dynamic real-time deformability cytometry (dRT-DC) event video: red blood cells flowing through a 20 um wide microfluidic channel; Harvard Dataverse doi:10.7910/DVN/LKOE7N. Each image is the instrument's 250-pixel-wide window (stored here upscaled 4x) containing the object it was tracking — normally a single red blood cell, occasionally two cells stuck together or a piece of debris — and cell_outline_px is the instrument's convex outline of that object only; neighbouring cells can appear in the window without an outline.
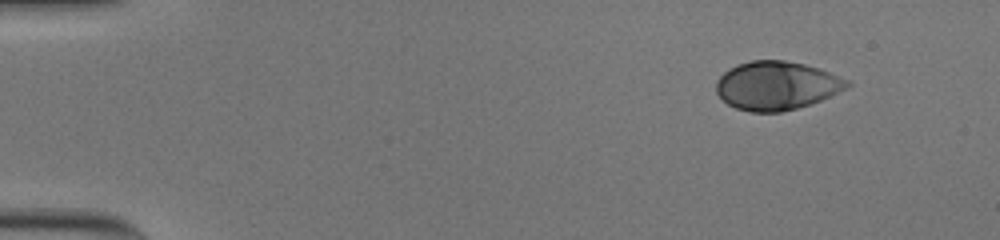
{"species": "human", "species_latin": "Homo sapiens", "temperature_condition": "cold", "stored_images_in_passage": 38, "camera_frame_rate_fps": 3000, "um_per_image_px": 0.085, "donor": {"sex": "male"}, "frame": {"image": 1, "passage_image": 1, "time_ms": 0.0, "image_size_px": [1000, 240], "cell_outline_px": [[800, 104], [788, 108], [744, 108], [732, 104], [720, 92], [720, 80], [728, 72], [744, 64], [760, 60], [772, 60], [796, 64]], "centroid_in_image_um": [64.79, 7.24], "position_along_channel_um": 20.2, "area_um2": 23.41}}
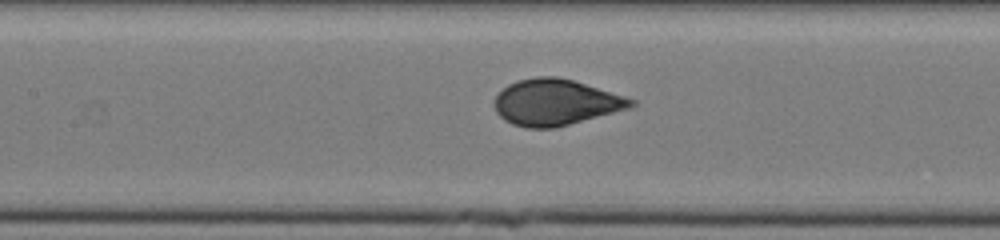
{"frame": {"image": 2, "passage_image": 22, "time_ms": 7.0, "image_size_px": [1000, 240], "cell_outline_px": [[624, 104], [588, 116], [560, 124], [520, 124], [504, 116], [500, 112], [500, 96], [508, 88], [516, 84], [528, 80], [568, 80], [624, 100]], "centroid_in_image_um": [47.03, 8.67], "position_along_channel_um": 160.4, "area_um2": 28.96}}
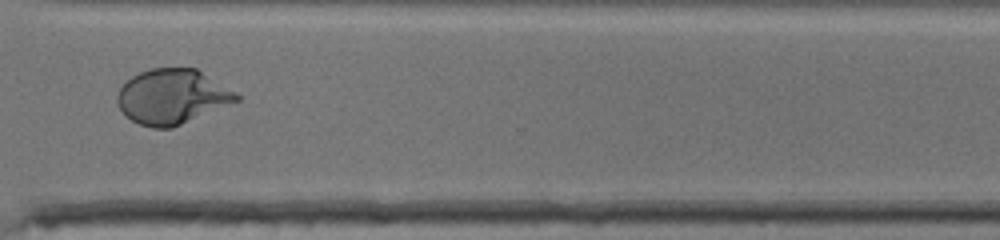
{"frame": {"image": 3, "passage_image": 38, "time_ms": 12.333, "image_size_px": [1000, 240], "cell_outline_px": [[200, 100], [176, 124], [144, 124], [128, 116], [124, 112], [128, 84], [136, 76], [160, 68], [192, 68], [196, 72]], "centroid_in_image_um": [13.79, 8.14], "position_along_channel_um": 356.8, "area_um2": 25.09}}